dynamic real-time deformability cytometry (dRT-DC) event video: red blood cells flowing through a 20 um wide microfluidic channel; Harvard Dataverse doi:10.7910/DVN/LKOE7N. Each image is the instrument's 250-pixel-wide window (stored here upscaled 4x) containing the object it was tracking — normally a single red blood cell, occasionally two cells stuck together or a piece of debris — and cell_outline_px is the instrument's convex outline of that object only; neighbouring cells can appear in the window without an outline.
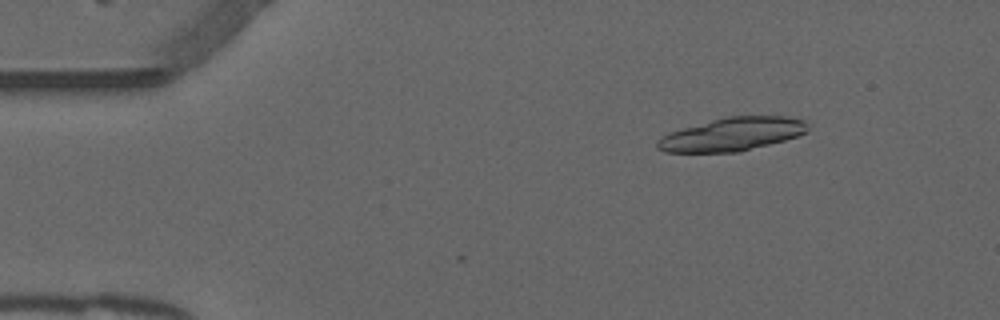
{"species": "common noctule bat (a hibernating species)", "species_latin": "Nyctalus noctula", "temperature_condition": "warm", "stored_images_in_passage": 8, "camera_frame_rate_fps": 3000, "um_per_image_px": 0.085, "animal": {"sex": "male", "forearm_length_mm": 52.5}, "frame": {"image": 1, "passage_image": 4, "time_ms": 1.0, "image_size_px": [1000, 320], "cell_outline_px": [[808, 132], [784, 140], [740, 152], [664, 152], [656, 148], [656, 140], [668, 132], [712, 120], [728, 116], [788, 116], [804, 120], [808, 124]], "centroid_in_image_um": [62.22, 11.41], "position_along_channel_um": 22.8, "area_um2": 29.19}}